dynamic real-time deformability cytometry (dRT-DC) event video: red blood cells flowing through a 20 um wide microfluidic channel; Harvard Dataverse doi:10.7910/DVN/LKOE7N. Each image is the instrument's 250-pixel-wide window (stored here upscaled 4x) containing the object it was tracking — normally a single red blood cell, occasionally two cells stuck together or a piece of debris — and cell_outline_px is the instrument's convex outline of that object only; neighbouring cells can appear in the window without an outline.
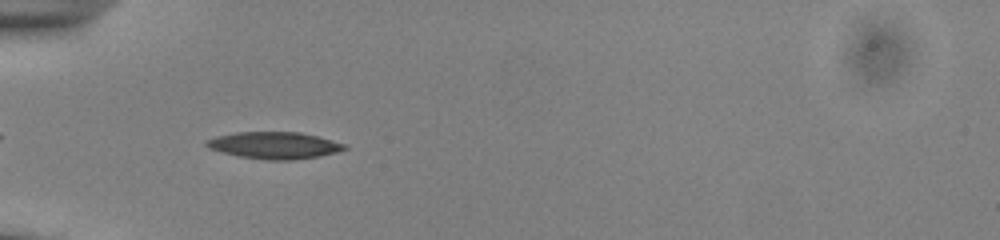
{"species": "common noctule bat (a hibernating species)", "species_latin": "Nyctalus noctula", "temperature_condition": "cold", "stored_images_in_passage": 40, "camera_frame_rate_fps": 3000, "um_per_image_px": 0.085, "animal": {"sex": "male", "body_mass_g": 13.0, "forearm_length_mm": 53.1}, "frame": {"image": 1, "passage_image": 4, "time_ms": 1.0, "image_size_px": [1000, 240], "cell_outline_px": [[348, 148], [336, 152], [320, 156], [292, 160], [268, 160], [240, 156], [208, 148], [204, 144], [204, 140], [216, 136], [236, 132], [300, 132], [332, 140], [344, 144]], "centroid_in_image_um": [23.29, 12.35], "position_along_channel_um": 61.7, "area_um2": 21.5}}
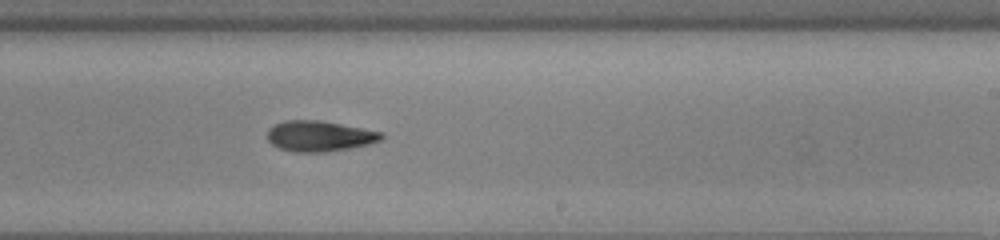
{"frame": {"image": 2, "passage_image": 20, "time_ms": 6.333, "image_size_px": [1000, 240], "cell_outline_px": [[384, 136], [380, 140], [368, 144], [352, 148], [324, 152], [292, 152], [280, 148], [272, 144], [268, 140], [268, 128], [272, 124], [284, 120], [320, 120], [384, 132]], "centroid_in_image_um": [27.14, 11.56], "position_along_channel_um": 261.9, "area_um2": 20.52}}
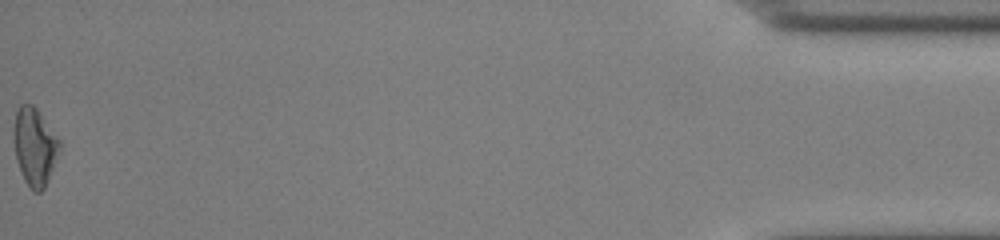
{"frame": {"image": 3, "passage_image": 40, "time_ms": 13.0, "image_size_px": [1000, 240], "cell_outline_px": [[60, 152], [48, 180], [44, 188], [40, 192], [32, 192], [24, 180], [16, 160], [12, 140], [12, 132], [16, 112], [20, 104], [32, 104], [36, 108], [60, 140]], "centroid_in_image_um": [2.92, 12.48], "position_along_channel_um": 432.3, "area_um2": 20.98}, "authors_computed_cell_mechanics": {"area_um2": 20.0855, "velocity_mm_per_s": 3.8929, "shape_relaxation_time_tau1_ms": 3.5764, "shape_relaxation_time_tau2_ms": 6.2395, "deformation_change_tau1": 0.143, "deformation_change_tau2": 0.1751}}